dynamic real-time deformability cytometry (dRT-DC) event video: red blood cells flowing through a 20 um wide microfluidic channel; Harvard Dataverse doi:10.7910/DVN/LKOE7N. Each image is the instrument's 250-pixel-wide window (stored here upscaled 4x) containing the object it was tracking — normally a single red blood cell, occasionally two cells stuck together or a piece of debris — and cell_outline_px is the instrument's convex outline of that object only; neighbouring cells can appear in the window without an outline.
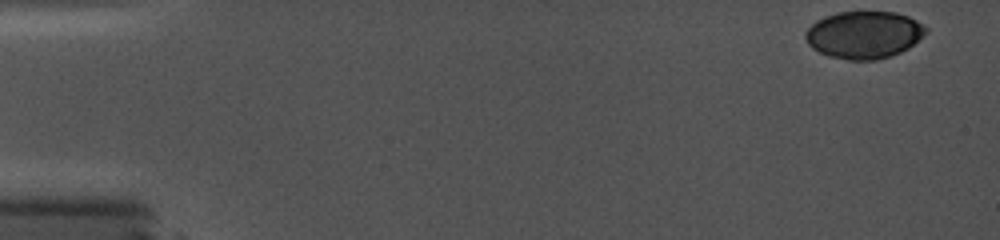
{"species": "common noctule bat (a hibernating species)", "species_latin": "Nyctalus noctula", "temperature_condition": "cold", "stored_images_in_passage": 6, "camera_frame_rate_fps": 5000, "um_per_image_px": 0.085, "animal": {"sex": "female", "body_mass_g": 19.0, "forearm_length_mm": 56.7}, "frame": {"image": 1, "passage_image": 1, "time_ms": 0.0, "image_size_px": [1000, 240], "cell_outline_px": [[928, 32], [908, 48], [892, 56], [876, 60], [848, 60], [828, 56], [812, 48], [808, 44], [804, 36], [804, 32], [816, 20], [824, 16], [836, 12], [896, 12], [908, 16], [916, 20], [928, 28]], "centroid_in_image_um": [73.43, 2.96], "position_along_channel_um": 11.6, "area_um2": 33.47}}